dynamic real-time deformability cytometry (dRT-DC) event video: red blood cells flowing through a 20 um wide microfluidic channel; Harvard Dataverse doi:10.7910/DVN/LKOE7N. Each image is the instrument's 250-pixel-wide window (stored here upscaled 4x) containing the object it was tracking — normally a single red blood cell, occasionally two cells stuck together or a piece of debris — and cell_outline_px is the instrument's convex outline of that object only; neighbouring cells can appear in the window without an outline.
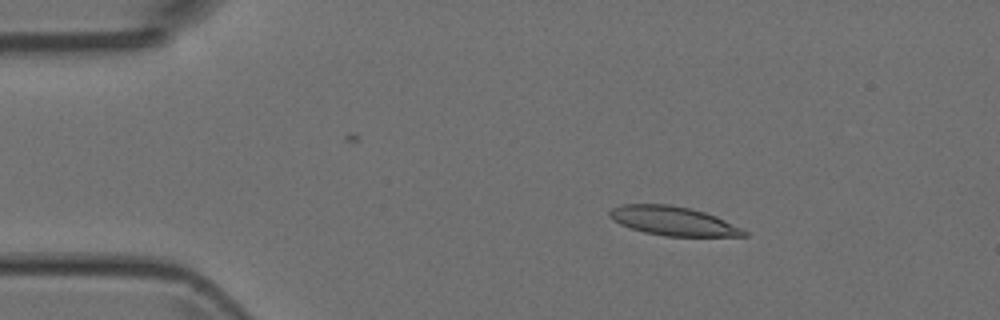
{"species": "Egyptian fruit bat (a non-hibernating species)", "species_latin": "Rousettus aegyptiacus", "temperature_condition": "room temperature", "stored_images_in_passage": 45, "camera_frame_rate_fps": 3000, "um_per_image_px": 0.085, "animal": {"sex": "female"}, "frame": {"image": 1, "passage_image": 3, "time_ms": 0.667, "image_size_px": [1000, 320], "cell_outline_px": [[748, 236], [664, 236], [644, 232], [620, 224], [608, 216], [608, 212], [612, 208], [624, 204], [668, 204], [692, 208], [716, 216], [748, 232]], "centroid_in_image_um": [57.2, 18.78], "position_along_channel_um": 27.8, "area_um2": 22.6}}
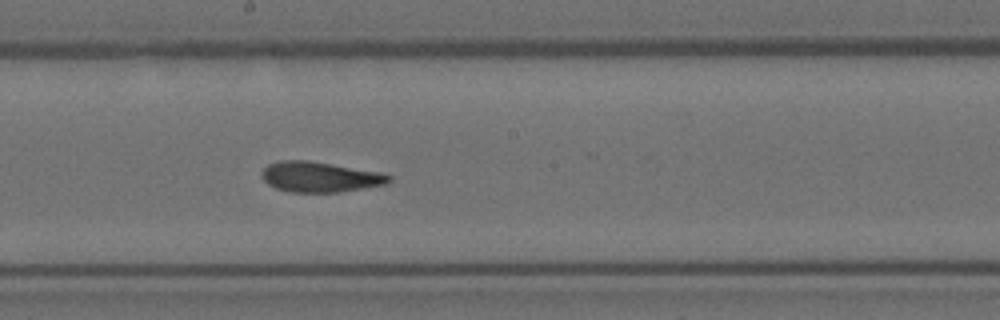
{"frame": {"image": 2, "passage_image": 22, "time_ms": 7.0, "image_size_px": [1000, 320], "cell_outline_px": [[392, 180], [388, 184], [340, 192], [288, 192], [276, 188], [268, 184], [260, 176], [264, 168], [268, 164], [280, 160], [308, 160], [380, 172], [392, 176]], "centroid_in_image_um": [27.2, 15.04], "position_along_channel_um": 221.0, "area_um2": 22.6}}
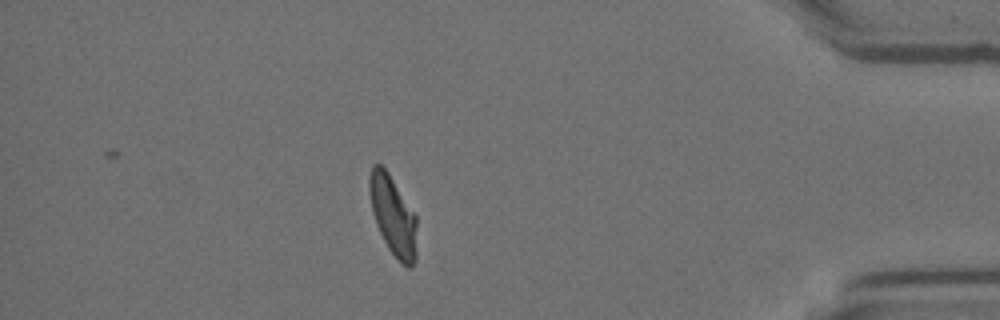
{"frame": {"image": 3, "passage_image": 39, "time_ms": 12.667, "image_size_px": [1000, 320], "cell_outline_px": [[416, 260], [412, 268], [408, 268], [388, 248], [376, 224], [372, 212], [368, 188], [368, 180], [372, 164], [380, 164], [388, 172], [416, 216]], "centroid_in_image_um": [33.39, 18.31], "position_along_channel_um": 401.8, "area_um2": 21.79}}